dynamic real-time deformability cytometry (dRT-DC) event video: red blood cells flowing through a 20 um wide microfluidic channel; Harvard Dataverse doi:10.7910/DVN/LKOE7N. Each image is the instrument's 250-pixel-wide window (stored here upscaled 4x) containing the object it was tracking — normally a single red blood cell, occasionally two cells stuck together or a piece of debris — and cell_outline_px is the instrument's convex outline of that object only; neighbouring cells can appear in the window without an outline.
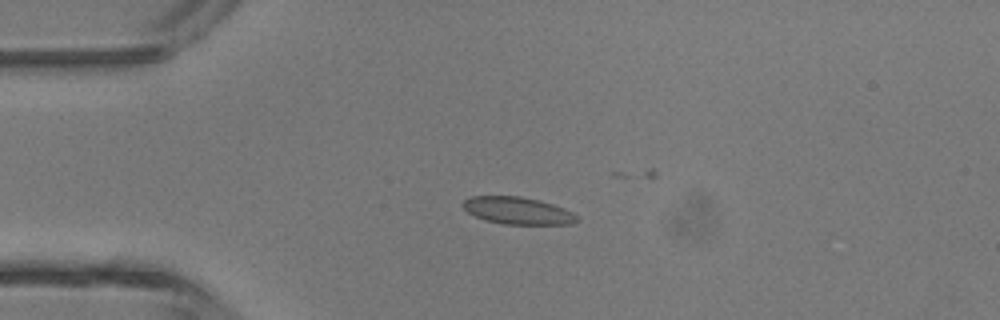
{"species": "common noctule bat (a hibernating species)", "species_latin": "Nyctalus noctula", "temperature_condition": "room temperature", "stored_images_in_passage": 4, "camera_frame_rate_fps": 3000, "um_per_image_px": 0.085, "animal": {"sex": "male", "body_mass_g": 13.3}, "frame": {"image": 1, "passage_image": 4, "time_ms": 3.667, "image_size_px": [1000, 320], "cell_outline_px": [[580, 220], [572, 224], [504, 224], [488, 220], [476, 216], [468, 212], [460, 204], [464, 200], [472, 196], [520, 196], [540, 200], [564, 208], [572, 212]], "centroid_in_image_um": [44.01, 17.9], "position_along_channel_um": 41.0, "area_um2": 17.98}}